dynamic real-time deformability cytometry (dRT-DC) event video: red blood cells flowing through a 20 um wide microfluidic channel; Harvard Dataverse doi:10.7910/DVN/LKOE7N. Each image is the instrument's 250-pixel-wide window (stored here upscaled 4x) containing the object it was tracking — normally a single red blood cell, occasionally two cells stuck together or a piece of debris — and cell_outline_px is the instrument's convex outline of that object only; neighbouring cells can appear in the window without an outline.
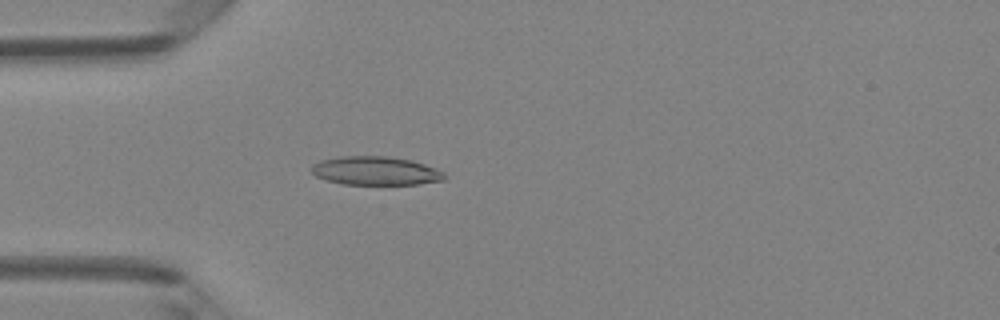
{"species": "Egyptian fruit bat (a non-hibernating species)", "species_latin": "Rousettus aegyptiacus", "temperature_condition": "room temperature", "stored_images_in_passage": 48, "camera_frame_rate_fps": 3000, "um_per_image_px": 0.085, "animal": {"sex": "female"}, "frame": {"image": 1, "passage_image": 14, "time_ms": 4.333, "image_size_px": [1000, 320], "cell_outline_px": [[448, 176], [444, 180], [420, 184], [344, 184], [324, 180], [316, 176], [312, 172], [312, 164], [320, 160], [340, 156], [388, 156], [412, 160], [424, 164], [444, 172]], "centroid_in_image_um": [31.93, 14.52], "position_along_channel_um": 53.1, "area_um2": 22.31}}
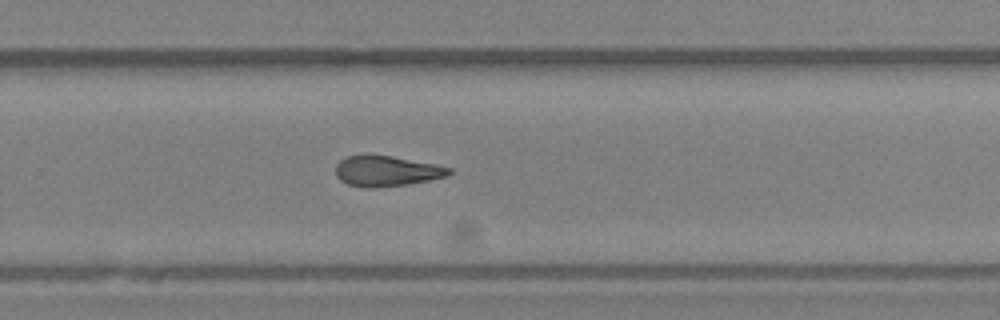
{"frame": {"image": 2, "passage_image": 32, "time_ms": 10.333, "image_size_px": [1000, 320], "cell_outline_px": [[452, 172], [448, 176], [408, 184], [376, 188], [364, 188], [348, 184], [340, 180], [336, 176], [336, 164], [340, 160], [348, 156], [392, 156], [452, 168]], "centroid_in_image_um": [32.85, 14.56], "position_along_channel_um": 297.0, "area_um2": 19.88}}
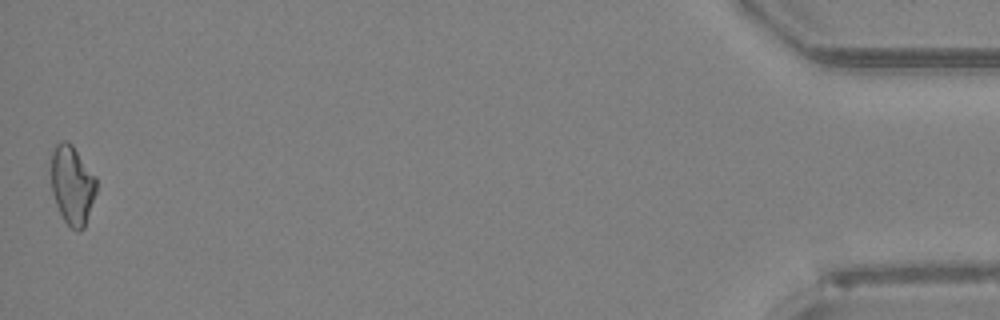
{"frame": {"image": 3, "passage_image": 48, "time_ms": 15.667, "image_size_px": [1000, 320], "cell_outline_px": [[96, 192], [84, 228], [80, 232], [76, 232], [64, 220], [56, 204], [52, 192], [52, 152], [56, 144], [60, 140], [64, 140], [72, 144], [96, 176]], "centroid_in_image_um": [6.15, 15.72], "position_along_channel_um": 429.0, "area_um2": 20.75}, "authors_computed_cell_mechanics": {"area_um2": 20.8947, "velocity_mm_per_s": 4.212, "shape_relaxation_time_tau1_ms": 6.7592, "shape_relaxation_time_tau2_ms": 5.3853, "deformation_change_tau1": 0.1507, "deformation_change_tau2": 0.1544}}